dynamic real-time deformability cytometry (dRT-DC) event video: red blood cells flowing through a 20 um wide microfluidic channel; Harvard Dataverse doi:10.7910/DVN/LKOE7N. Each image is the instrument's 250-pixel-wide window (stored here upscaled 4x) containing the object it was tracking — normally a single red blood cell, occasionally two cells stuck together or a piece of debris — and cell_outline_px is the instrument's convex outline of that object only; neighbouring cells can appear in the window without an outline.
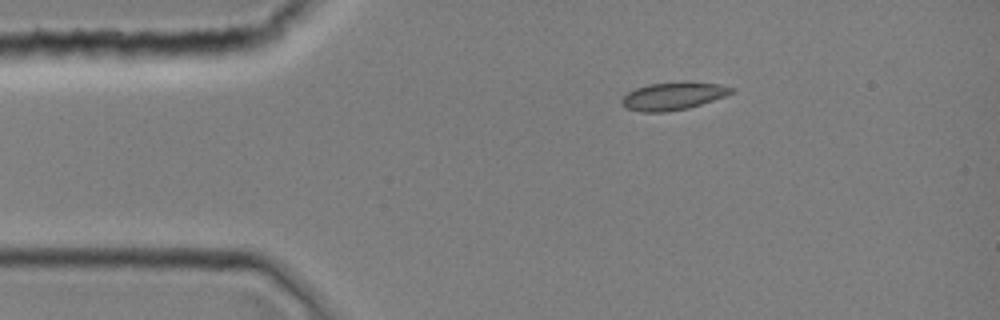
{"species": "common noctule bat (a hibernating species)", "species_latin": "Nyctalus noctula", "temperature_condition": "room temperature", "stored_images_in_passage": 1, "camera_frame_rate_fps": 3000, "um_per_image_px": 0.085, "animal": {"sex": "female", "body_mass_g": 19.0, "forearm_length_mm": 51.5}, "frame": {"image": 1, "passage_image": 1, "time_ms": 0.0, "image_size_px": [1000, 320], "cell_outline_px": [[736, 92], [688, 108], [664, 112], [640, 112], [624, 108], [620, 104], [620, 100], [628, 92], [636, 88], [648, 84], [684, 80], [720, 84], [736, 88]], "centroid_in_image_um": [57.21, 8.14], "position_along_channel_um": 27.8, "area_um2": 18.15}}